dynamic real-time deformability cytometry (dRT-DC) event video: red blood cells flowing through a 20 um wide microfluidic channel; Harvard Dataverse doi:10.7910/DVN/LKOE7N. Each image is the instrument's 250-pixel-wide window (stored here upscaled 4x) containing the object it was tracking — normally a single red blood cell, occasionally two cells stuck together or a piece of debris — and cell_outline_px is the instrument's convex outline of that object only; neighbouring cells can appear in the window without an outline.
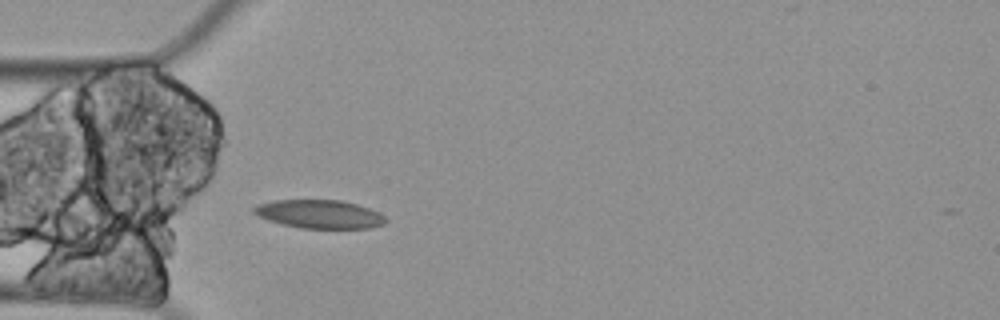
{"species": "Egyptian fruit bat (a non-hibernating species)", "species_latin": "Rousettus aegyptiacus", "temperature_condition": "cold", "stored_images_in_passage": 1, "camera_frame_rate_fps": 3000, "um_per_image_px": 0.085, "animal": {"sex": "female"}, "frame": {"image": 1, "passage_image": 1, "time_ms": 0.0, "image_size_px": [1000, 320], "cell_outline_px": [[388, 220], [384, 224], [372, 228], [300, 228], [268, 220], [252, 212], [252, 208], [260, 204], [272, 200], [340, 200], [356, 204], [380, 212]], "centroid_in_image_um": [27.19, 18.2], "position_along_channel_um": 57.8, "area_um2": 21.79}}